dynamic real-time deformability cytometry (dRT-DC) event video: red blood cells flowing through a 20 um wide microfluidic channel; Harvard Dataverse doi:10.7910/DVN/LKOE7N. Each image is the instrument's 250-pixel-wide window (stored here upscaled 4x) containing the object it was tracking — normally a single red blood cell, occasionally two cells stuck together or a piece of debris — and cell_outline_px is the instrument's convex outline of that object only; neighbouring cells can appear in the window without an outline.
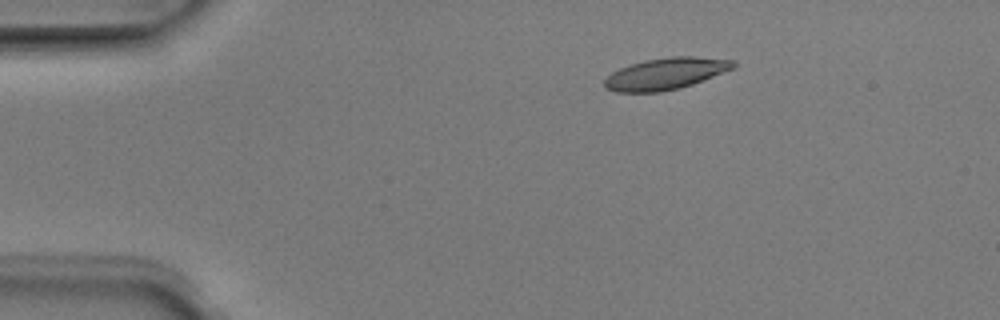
{"species": "Egyptian fruit bat (a non-hibernating species)", "species_latin": "Rousettus aegyptiacus", "temperature_condition": "room temperature", "stored_images_in_passage": 5, "camera_frame_rate_fps": 3000, "um_per_image_px": 0.085, "animal": {"sex": "male"}, "frame": {"image": 1, "passage_image": 2, "time_ms": 0.333, "image_size_px": [1000, 320], "cell_outline_px": [[736, 68], [692, 84], [680, 88], [660, 92], [616, 92], [604, 88], [604, 80], [612, 72], [628, 64], [644, 60], [668, 56], [696, 56], [732, 60], [736, 64]], "centroid_in_image_um": [56.58, 6.25], "position_along_channel_um": 28.4, "area_um2": 23.99}}
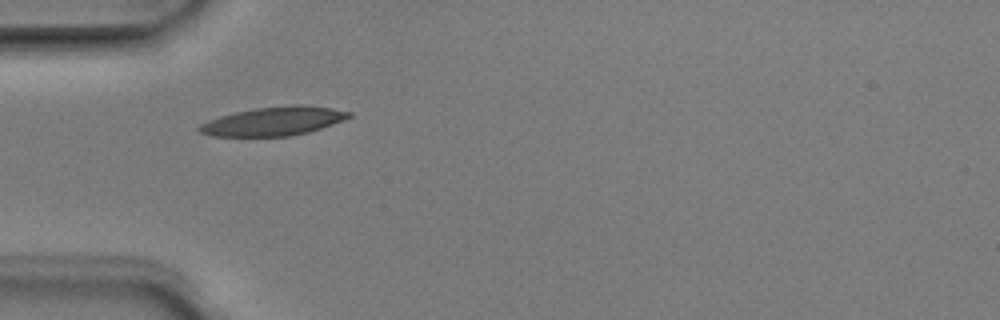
{"frame": {"image": 2, "passage_image": 4, "time_ms": 1.0, "image_size_px": [1000, 320], "cell_outline_px": [[352, 116], [332, 124], [308, 132], [288, 136], [212, 136], [200, 132], [196, 128], [200, 124], [208, 120], [220, 116], [236, 112], [256, 108], [296, 104], [304, 104], [332, 108], [352, 112]], "centroid_in_image_um": [23.25, 10.29], "position_along_channel_um": 61.7, "area_um2": 24.97}}
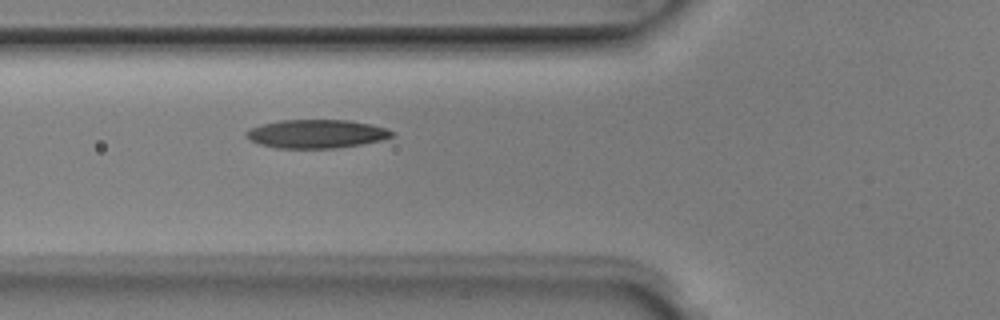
{"frame": {"image": 3, "passage_image": 5, "time_ms": 1.333, "image_size_px": [1000, 320], "cell_outline_px": [[396, 136], [380, 140], [360, 144], [336, 148], [276, 148], [260, 144], [244, 136], [244, 132], [248, 128], [260, 124], [280, 120], [348, 120], [372, 124], [396, 132]], "centroid_in_image_um": [26.88, 11.37], "position_along_channel_um": 98.9, "area_um2": 24.39}}